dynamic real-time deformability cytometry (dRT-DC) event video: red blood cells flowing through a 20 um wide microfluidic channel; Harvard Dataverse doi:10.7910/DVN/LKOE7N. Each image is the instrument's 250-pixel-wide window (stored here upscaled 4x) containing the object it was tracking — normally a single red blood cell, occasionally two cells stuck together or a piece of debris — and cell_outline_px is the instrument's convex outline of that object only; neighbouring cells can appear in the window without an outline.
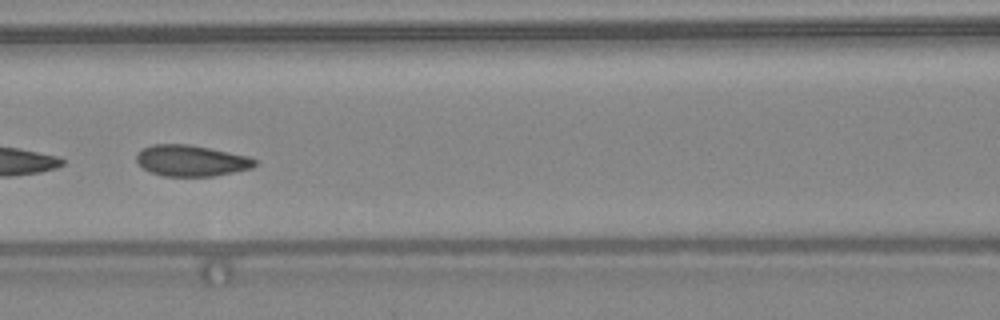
{"species": "common noctule bat (a hibernating species)", "species_latin": "Nyctalus noctula", "temperature_condition": "warm", "stored_images_in_passage": 17, "camera_frame_rate_fps": 3000, "um_per_image_px": 0.085, "animal": {"sex": "female", "body_mass_g": 24.6, "forearm_length_mm": 56.2}, "frame": {"image": 1, "passage_image": 10, "time_ms": 3.0, "image_size_px": [1000, 320], "cell_outline_px": [[256, 164], [252, 168], [212, 176], [164, 176], [152, 172], [144, 168], [136, 160], [136, 152], [152, 144], [188, 144], [248, 156], [256, 160]], "centroid_in_image_um": [16.23, 13.65], "position_along_channel_um": 150.4, "area_um2": 21.21}}